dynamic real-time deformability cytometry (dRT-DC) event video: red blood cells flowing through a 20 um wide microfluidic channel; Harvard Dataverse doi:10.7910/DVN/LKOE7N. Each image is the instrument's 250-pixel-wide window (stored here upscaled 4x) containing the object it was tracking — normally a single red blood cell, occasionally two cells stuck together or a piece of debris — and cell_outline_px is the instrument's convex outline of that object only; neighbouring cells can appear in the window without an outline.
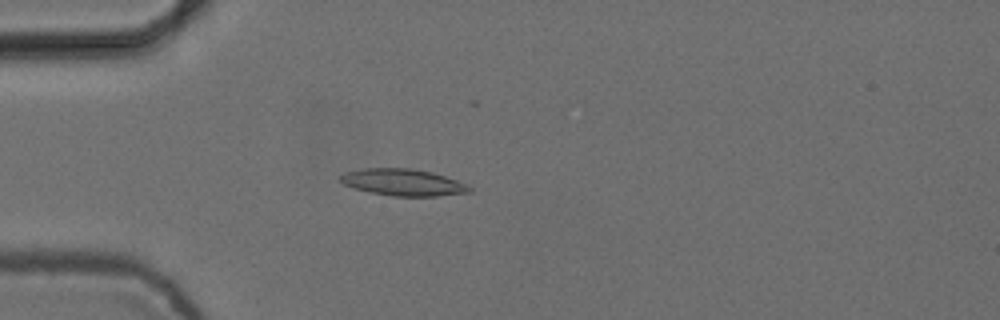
{"species": "common noctule bat (a hibernating species)", "species_latin": "Nyctalus noctula", "temperature_condition": "cold", "stored_images_in_passage": 5, "camera_frame_rate_fps": 3000, "um_per_image_px": 0.085, "animal": {"sex": "female", "body_mass_g": 24.6, "forearm_length_mm": 56.2}, "frame": {"image": 1, "passage_image": 5, "time_ms": 1.333, "image_size_px": [1000, 320], "cell_outline_px": [[472, 192], [436, 196], [392, 196], [372, 192], [356, 188], [344, 184], [340, 180], [340, 176], [344, 172], [364, 168], [412, 168], [432, 172], [456, 180], [472, 188]], "centroid_in_image_um": [34.26, 15.49], "position_along_channel_um": 50.7, "area_um2": 19.94}}